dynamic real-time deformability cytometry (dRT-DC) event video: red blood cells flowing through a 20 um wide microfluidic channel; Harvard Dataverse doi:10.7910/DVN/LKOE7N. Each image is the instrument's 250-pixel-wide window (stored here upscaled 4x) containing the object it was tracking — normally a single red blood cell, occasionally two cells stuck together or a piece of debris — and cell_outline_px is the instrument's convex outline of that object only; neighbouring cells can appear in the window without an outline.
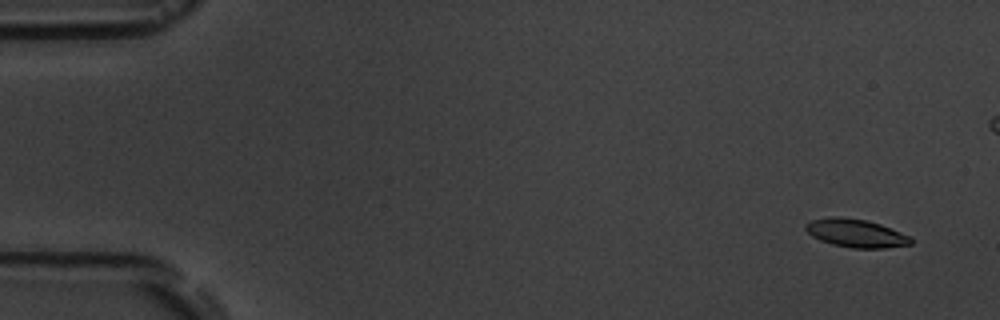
{"species": "common noctule bat (a hibernating species)", "species_latin": "Nyctalus noctula", "temperature_condition": "room temperature", "stored_images_in_passage": 6, "camera_frame_rate_fps": 3000, "um_per_image_px": 0.085, "animal": {"sex": "male", "body_mass_g": 19.5, "forearm_length_mm": 54.6}, "frame": {"image": 1, "passage_image": 2, "time_ms": 1.0, "image_size_px": [1000, 320], "cell_outline_px": [[912, 244], [884, 248], [852, 248], [832, 244], [820, 240], [812, 236], [804, 228], [804, 224], [812, 220], [832, 216], [840, 216], [868, 220], [880, 224], [912, 236]], "centroid_in_image_um": [72.76, 19.81], "position_along_channel_um": 12.2, "area_um2": 17.46}}